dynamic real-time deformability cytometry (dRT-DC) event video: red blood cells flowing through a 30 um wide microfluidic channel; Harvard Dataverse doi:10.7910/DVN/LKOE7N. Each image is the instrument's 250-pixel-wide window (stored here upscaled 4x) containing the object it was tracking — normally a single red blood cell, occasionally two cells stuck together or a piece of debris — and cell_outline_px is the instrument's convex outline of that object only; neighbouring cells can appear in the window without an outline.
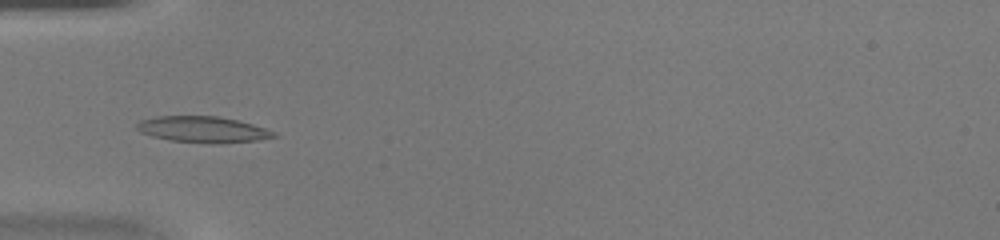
{"species": "common noctule bat (a hibernating species)", "species_latin": "Nyctalus noctula", "temperature_condition": "warm", "stored_images_in_passage": 39, "camera_frame_rate_fps": 3000, "um_per_image_px": 0.085, "animal": {"sex": "female", "body_mass_g": 20.0, "forearm_length_mm": 54.0}, "frame": {"image": 1, "passage_image": 8, "time_ms": 2.333, "image_size_px": [1000, 240], "cell_outline_px": [[276, 136], [256, 140], [220, 144], [212, 144], [172, 140], [152, 136], [140, 132], [136, 128], [136, 124], [140, 120], [156, 116], [216, 116], [236, 120], [252, 124], [276, 132]], "centroid_in_image_um": [17.21, 11.0], "position_along_channel_um": 67.8, "area_um2": 20.75}}
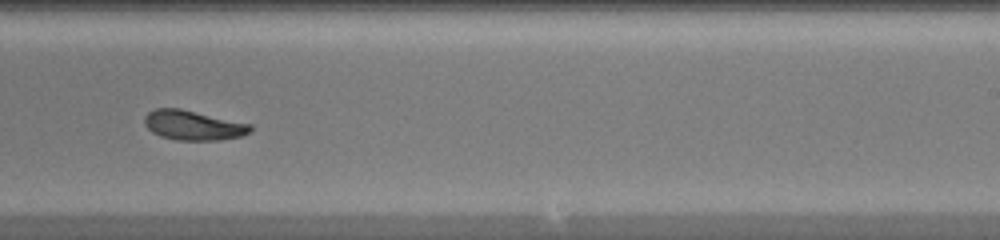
{"frame": {"image": 2, "passage_image": 22, "time_ms": 7.0, "image_size_px": [1000, 240], "cell_outline_px": [[252, 132], [240, 136], [220, 140], [176, 140], [160, 136], [152, 132], [144, 124], [144, 116], [148, 112], [156, 108], [180, 108], [252, 124]], "centroid_in_image_um": [16.42, 10.64], "position_along_channel_um": 272.6, "area_um2": 18.44}}
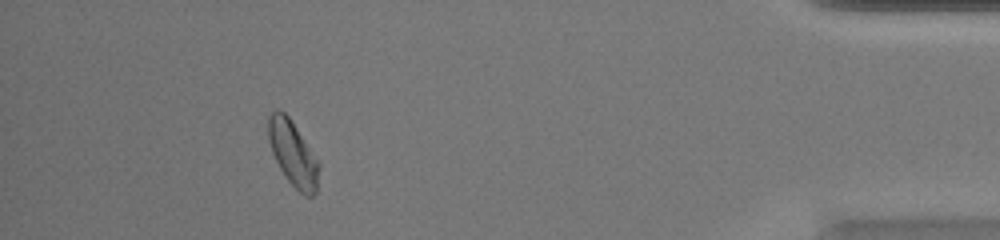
{"frame": {"image": 3, "passage_image": 35, "time_ms": 11.333, "image_size_px": [1000, 240], "cell_outline_px": [[320, 168], [316, 192], [312, 196], [304, 196], [288, 180], [280, 168], [272, 152], [268, 140], [268, 116], [276, 108], [284, 112], [288, 116], [320, 160]], "centroid_in_image_um": [24.93, 13.04], "position_along_channel_um": 410.3, "area_um2": 19.36}}